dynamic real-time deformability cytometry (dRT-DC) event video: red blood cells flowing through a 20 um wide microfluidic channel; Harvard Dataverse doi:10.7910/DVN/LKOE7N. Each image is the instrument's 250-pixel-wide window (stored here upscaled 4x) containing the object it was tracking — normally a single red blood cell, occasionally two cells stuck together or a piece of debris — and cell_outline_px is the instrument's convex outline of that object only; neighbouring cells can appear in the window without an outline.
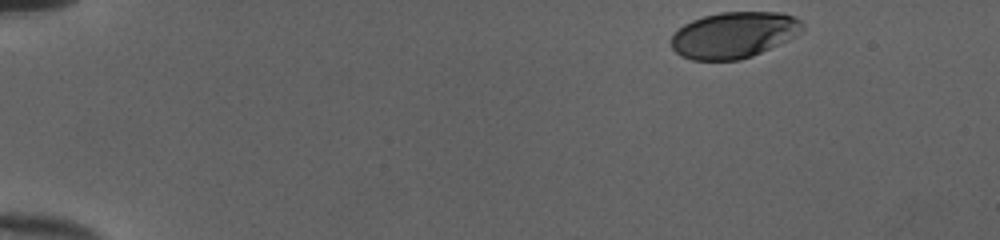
{"species": "human", "species_latin": "Homo sapiens", "temperature_condition": "cold", "stored_images_in_passage": 40, "camera_frame_rate_fps": 3000, "um_per_image_px": 0.085, "donor": {"sex": "female"}, "frame": {"image": 1, "passage_image": 1, "time_ms": 0.0, "image_size_px": [1000, 240], "cell_outline_px": [[804, 28], [796, 36], [788, 40], [752, 56], [740, 60], [692, 60], [680, 56], [672, 48], [672, 36], [684, 24], [692, 20], [704, 16], [720, 12], [780, 12], [796, 16], [804, 24]], "centroid_in_image_um": [62.41, 2.97], "position_along_channel_um": 22.6, "area_um2": 35.37}}
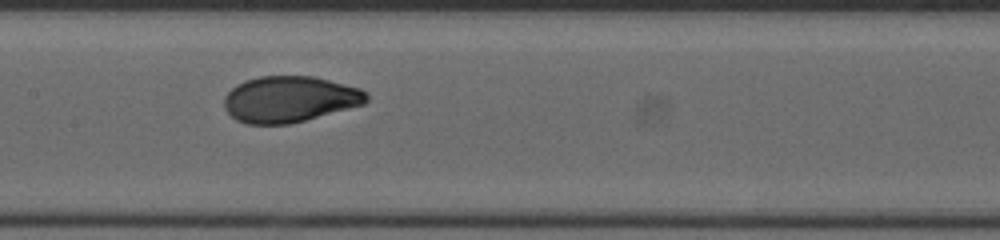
{"frame": {"image": 2, "passage_image": 22, "time_ms": 7.0, "image_size_px": [1000, 240], "cell_outline_px": [[368, 100], [364, 104], [304, 120], [288, 124], [248, 124], [236, 120], [224, 108], [224, 96], [236, 84], [244, 80], [260, 76], [312, 76], [360, 88], [368, 92]], "centroid_in_image_um": [24.6, 8.42], "position_along_channel_um": 182.8, "area_um2": 38.15}}
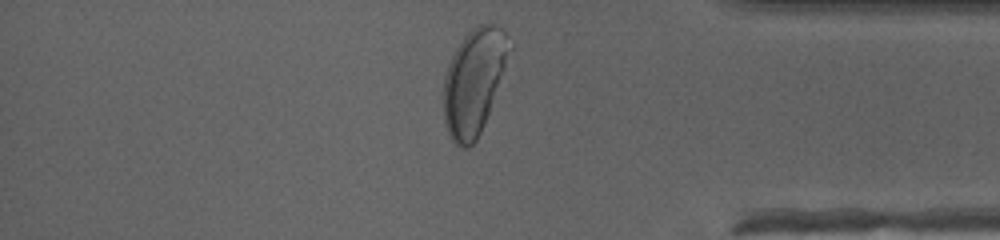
{"frame": {"image": 3, "passage_image": 39, "time_ms": 12.667, "image_size_px": [1000, 240], "cell_outline_px": [[512, 48], [484, 124], [476, 140], [468, 148], [460, 148], [452, 140], [444, 124], [444, 76], [448, 64], [456, 48], [464, 36], [476, 24], [496, 24], [504, 32]], "centroid_in_image_um": [40.27, 6.92], "position_along_channel_um": 394.9, "area_um2": 40.17}, "authors_computed_cell_mechanics": {"area_um2": 38.3792, "velocity_mm_per_s": 4.0043, "shape_relaxation_time_tau1_ms": 3.7128, "shape_relaxation_time_tau2_ms": null, "deformation_change_tau1": 0.1802, "deformation_change_tau2": null}}